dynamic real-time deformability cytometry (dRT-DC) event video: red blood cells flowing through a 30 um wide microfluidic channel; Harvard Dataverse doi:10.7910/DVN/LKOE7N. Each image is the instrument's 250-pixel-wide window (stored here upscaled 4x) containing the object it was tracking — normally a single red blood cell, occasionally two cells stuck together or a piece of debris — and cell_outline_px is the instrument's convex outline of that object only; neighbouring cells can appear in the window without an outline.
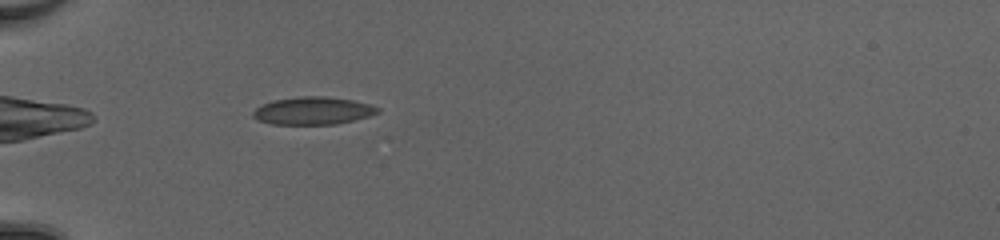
{"species": "common noctule bat (a hibernating species)", "species_latin": "Nyctalus noctula", "temperature_condition": "cold", "stored_images_in_passage": 36, "camera_frame_rate_fps": 3000, "um_per_image_px": 0.085, "animal": {"sex": "female", "body_mass_g": 20.0, "forearm_length_mm": 54.0}, "frame": {"image": 1, "passage_image": 3, "time_ms": 0.667, "image_size_px": [1000, 240], "cell_outline_px": [[380, 112], [368, 116], [336, 124], [272, 124], [256, 120], [252, 116], [252, 112], [256, 108], [272, 100], [300, 96], [324, 96], [352, 100], [372, 104], [380, 108]], "centroid_in_image_um": [26.59, 9.41], "position_along_channel_um": 58.4, "area_um2": 20.11}}
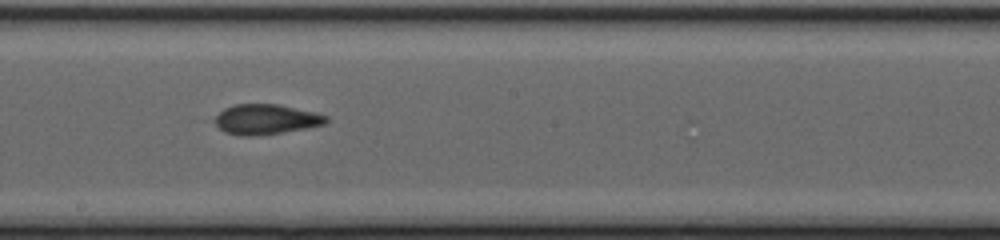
{"frame": {"image": 2, "passage_image": 16, "time_ms": 5.0, "image_size_px": [1000, 240], "cell_outline_px": [[328, 120], [324, 124], [308, 128], [252, 136], [240, 136], [224, 132], [212, 120], [224, 108], [236, 104], [276, 104], [316, 112], [328, 116]], "centroid_in_image_um": [22.59, 10.14], "position_along_channel_um": 225.6, "area_um2": 19.48}}
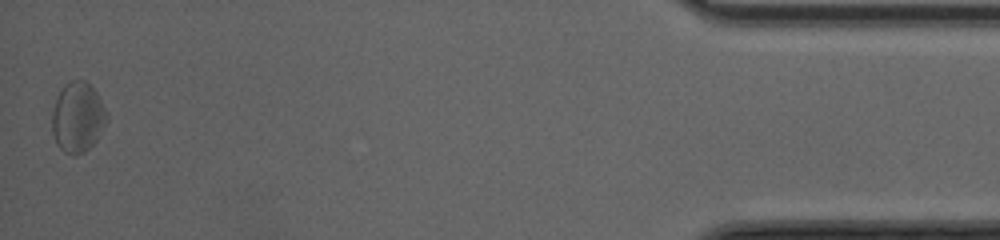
{"frame": {"image": 3, "passage_image": 36, "time_ms": 11.667, "image_size_px": [1000, 240], "cell_outline_px": [[108, 120], [96, 140], [84, 152], [76, 156], [72, 156], [64, 152], [56, 144], [52, 132], [52, 112], [56, 96], [64, 84], [72, 80], [84, 80], [96, 92], [108, 112]], "centroid_in_image_um": [6.59, 9.98], "position_along_channel_um": 428.6, "area_um2": 22.6}, "authors_computed_cell_mechanics": {"area_um2": 19.4497, "velocity_mm_per_s": 4.1688, "shape_relaxation_time_tau1_ms": 6.6239, "shape_relaxation_time_tau2_ms": 2.6387, "deformation_change_tau1": 0.16, "deformation_change_tau2": 0.0759}}